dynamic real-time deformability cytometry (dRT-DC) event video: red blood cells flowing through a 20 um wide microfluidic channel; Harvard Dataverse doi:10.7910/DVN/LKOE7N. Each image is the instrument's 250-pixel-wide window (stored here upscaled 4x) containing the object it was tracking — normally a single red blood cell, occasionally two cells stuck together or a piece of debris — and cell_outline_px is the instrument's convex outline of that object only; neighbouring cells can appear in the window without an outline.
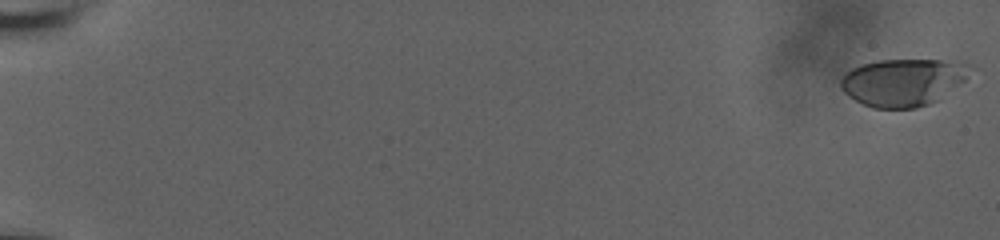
{"species": "human", "species_latin": "Homo sapiens", "temperature_condition": "room temperature", "stored_images_in_passage": 54, "camera_frame_rate_fps": 3000, "um_per_image_px": 0.085, "donor": {"sex": "male"}, "frame": {"image": 1, "passage_image": 1, "time_ms": 0.0, "image_size_px": [1000, 240], "cell_outline_px": [[964, 80], [936, 100], [928, 104], [916, 108], [872, 108], [848, 96], [840, 88], [840, 80], [844, 72], [860, 64], [876, 60], [940, 60], [964, 64]], "centroid_in_image_um": [76.59, 7.0], "position_along_channel_um": 8.4, "area_um2": 34.91}}
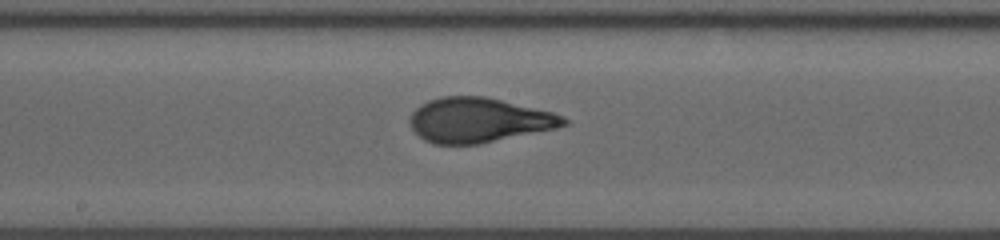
{"frame": {"image": 2, "passage_image": 29, "time_ms": 9.333, "image_size_px": [1000, 240], "cell_outline_px": [[568, 124], [556, 128], [480, 144], [432, 144], [424, 140], [412, 128], [408, 120], [412, 112], [420, 104], [428, 100], [440, 96], [484, 96], [552, 112], [564, 116], [568, 120]], "centroid_in_image_um": [40.67, 10.21], "position_along_channel_um": 207.5, "area_um2": 40.06}}
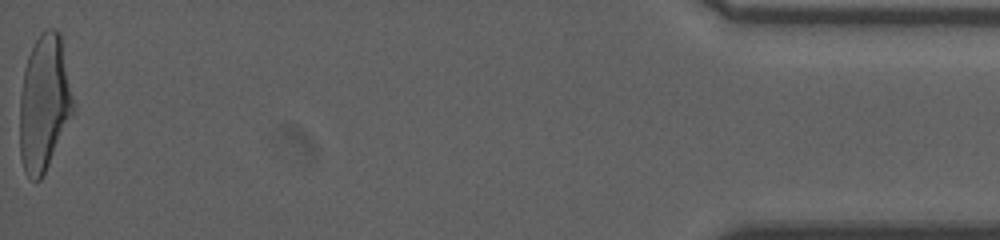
{"frame": {"image": 3, "passage_image": 54, "time_ms": 17.667, "image_size_px": [1000, 240], "cell_outline_px": [[72, 112], [48, 164], [40, 180], [32, 180], [24, 172], [20, 156], [20, 96], [24, 68], [32, 44], [40, 32], [48, 28], [56, 28], [60, 32], [72, 96]], "centroid_in_image_um": [3.71, 8.7], "position_along_channel_um": 431.5, "area_um2": 41.62}, "authors_computed_cell_mechanics": {"area_um2": 39.5063, "velocity_mm_per_s": 3.7207, "shape_relaxation_time_tau1_ms": 5.7263, "shape_relaxation_time_tau2_ms": 0.7259, "deformation_change_tau1": 0.2223, "deformation_change_tau2": 0.0741}}